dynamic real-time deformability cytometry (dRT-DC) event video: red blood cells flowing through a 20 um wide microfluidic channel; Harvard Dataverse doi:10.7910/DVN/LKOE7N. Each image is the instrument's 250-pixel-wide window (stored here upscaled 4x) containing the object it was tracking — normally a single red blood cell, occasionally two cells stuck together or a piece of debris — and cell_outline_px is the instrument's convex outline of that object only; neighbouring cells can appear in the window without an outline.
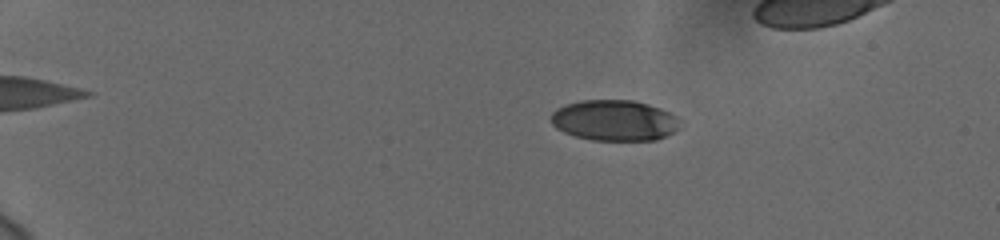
{"species": "human", "species_latin": "Homo sapiens", "temperature_condition": "cold", "stored_images_in_passage": 56, "camera_frame_rate_fps": 3000, "um_per_image_px": 0.085, "donor": {"sex": "female"}, "frame": {"image": 1, "passage_image": 13, "time_ms": 4.0, "image_size_px": [1000, 240], "cell_outline_px": [[680, 128], [656, 140], [592, 140], [576, 136], [564, 132], [556, 128], [552, 124], [552, 112], [556, 108], [564, 104], [580, 100], [632, 100], [648, 104], [660, 108], [676, 116], [680, 120]], "centroid_in_image_um": [52.22, 10.22], "position_along_channel_um": 32.8, "area_um2": 30.69}}
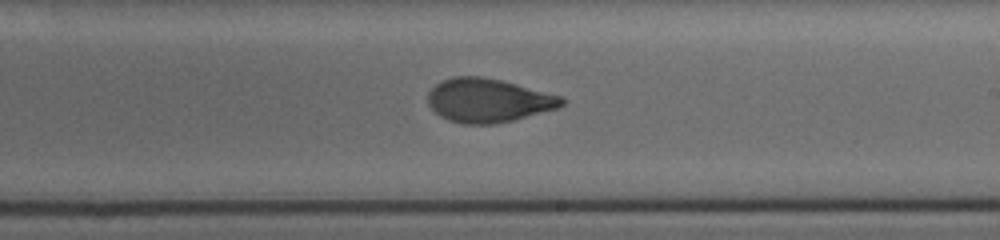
{"frame": {"image": 2, "passage_image": 38, "time_ms": 12.333, "image_size_px": [1000, 240], "cell_outline_px": [[568, 100], [560, 108], [496, 124], [464, 124], [448, 120], [440, 116], [428, 104], [428, 92], [436, 84], [452, 76], [484, 76], [516, 84], [560, 96]], "centroid_in_image_um": [41.51, 8.54], "position_along_channel_um": 247.5, "area_um2": 34.1}}
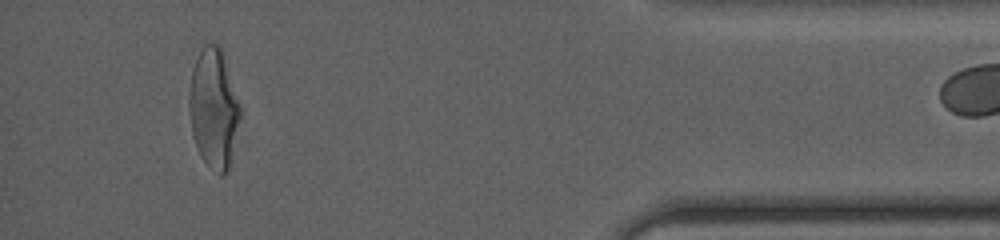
{"frame": {"image": 3, "passage_image": 55, "time_ms": 18.0, "image_size_px": [1000, 240], "cell_outline_px": [[240, 116], [228, 172], [224, 176], [220, 176], [200, 156], [192, 132], [188, 104], [188, 96], [192, 72], [196, 60], [204, 44], [216, 44], [220, 48], [240, 104]], "centroid_in_image_um": [18.15, 9.26], "position_along_channel_um": 417.0, "area_um2": 34.85}}